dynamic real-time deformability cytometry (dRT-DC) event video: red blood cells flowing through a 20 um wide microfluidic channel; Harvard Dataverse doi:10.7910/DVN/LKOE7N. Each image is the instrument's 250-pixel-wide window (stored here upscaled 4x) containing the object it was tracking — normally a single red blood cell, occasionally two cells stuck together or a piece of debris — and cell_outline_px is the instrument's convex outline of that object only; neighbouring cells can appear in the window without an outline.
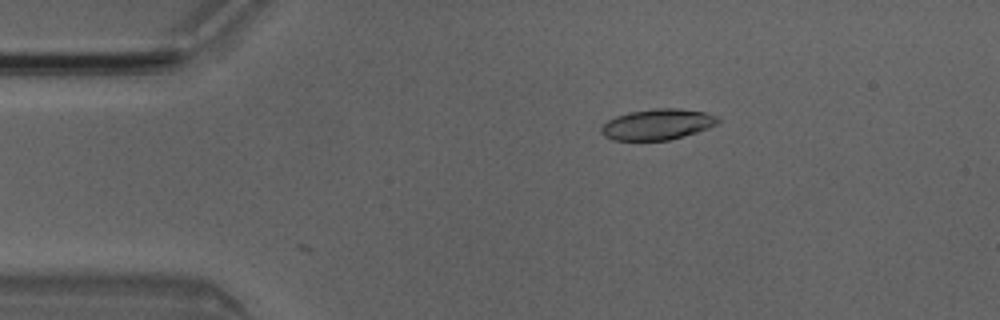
{"species": "Egyptian fruit bat (a non-hibernating species)", "species_latin": "Rousettus aegyptiacus", "temperature_condition": "room temperature", "stored_images_in_passage": 7, "camera_frame_rate_fps": 3000, "um_per_image_px": 0.085, "animal": {"sex": "male"}, "frame": {"image": 1, "passage_image": 3, "time_ms": 0.667, "image_size_px": [1000, 320], "cell_outline_px": [[720, 120], [716, 124], [708, 128], [684, 136], [668, 140], [612, 140], [604, 136], [600, 132], [600, 128], [608, 120], [616, 116], [628, 112], [652, 108], [680, 108], [704, 112], [716, 116]], "centroid_in_image_um": [55.86, 10.56], "position_along_channel_um": 29.1, "area_um2": 20.98}}
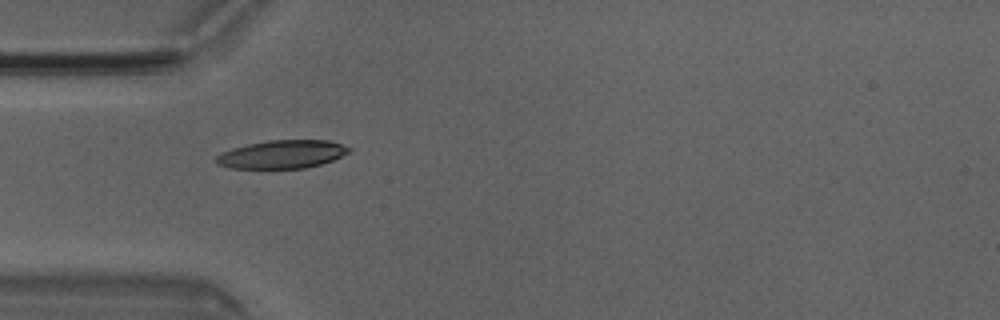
{"frame": {"image": 2, "passage_image": 4, "time_ms": 1.0, "image_size_px": [1000, 320], "cell_outline_px": [[352, 148], [348, 152], [332, 160], [320, 164], [304, 168], [228, 168], [216, 164], [216, 156], [232, 148], [248, 144], [268, 140], [328, 140]], "centroid_in_image_um": [23.95, 13.11], "position_along_channel_um": 61.1, "area_um2": 21.62}}